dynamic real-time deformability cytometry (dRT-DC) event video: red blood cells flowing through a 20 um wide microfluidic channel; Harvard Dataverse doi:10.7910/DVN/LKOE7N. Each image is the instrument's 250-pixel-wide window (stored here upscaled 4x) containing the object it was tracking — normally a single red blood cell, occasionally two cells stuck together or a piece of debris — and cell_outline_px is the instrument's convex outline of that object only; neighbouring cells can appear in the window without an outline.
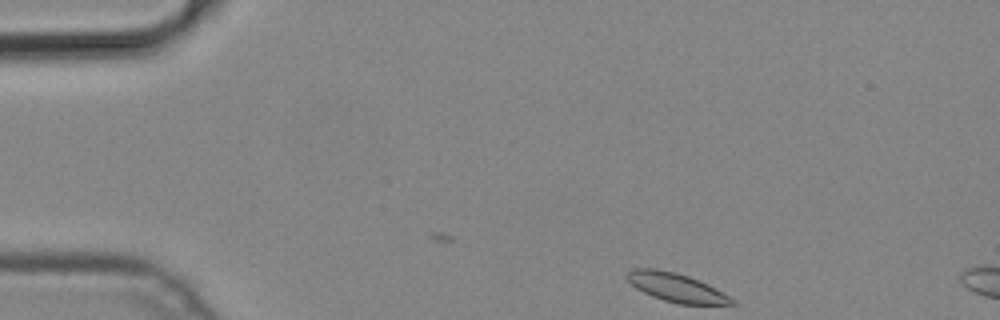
{"species": "common noctule bat (a hibernating species)", "species_latin": "Nyctalus noctula", "temperature_condition": "cold", "stored_images_in_passage": 6, "camera_frame_rate_fps": 3000, "um_per_image_px": 0.085, "animal": {"sex": "male", "body_mass_g": 19.2, "forearm_length_mm": 51.8}, "frame": {"image": 1, "passage_image": 1, "time_ms": 0.0, "image_size_px": [1000, 320], "cell_outline_px": [[736, 304], [680, 304], [664, 300], [652, 296], [636, 288], [624, 276], [632, 268], [656, 268], [676, 272], [688, 276], [736, 300]], "centroid_in_image_um": [57.41, 24.42], "position_along_channel_um": 27.6, "area_um2": 17.11}}